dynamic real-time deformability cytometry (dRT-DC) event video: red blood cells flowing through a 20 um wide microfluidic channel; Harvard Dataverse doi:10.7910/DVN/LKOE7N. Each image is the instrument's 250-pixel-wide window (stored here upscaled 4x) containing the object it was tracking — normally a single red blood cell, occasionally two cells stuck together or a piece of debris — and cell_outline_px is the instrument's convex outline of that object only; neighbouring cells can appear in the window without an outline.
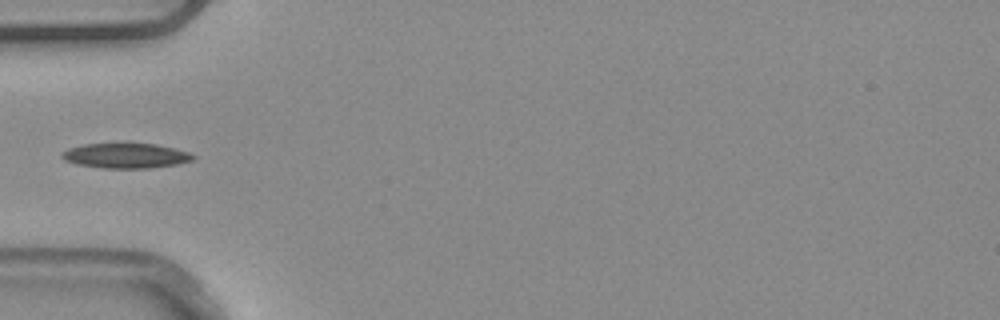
{"species": "common noctule bat (a hibernating species)", "species_latin": "Nyctalus noctula", "temperature_condition": "warm", "stored_images_in_passage": 7, "camera_frame_rate_fps": 3000, "um_per_image_px": 0.085, "animal": {"sex": "male", "body_mass_g": 20.4}, "frame": {"image": 1, "passage_image": 6, "time_ms": 1.667, "image_size_px": [1000, 320], "cell_outline_px": [[196, 156], [192, 160], [176, 164], [152, 168], [104, 168], [76, 164], [64, 160], [60, 156], [60, 152], [68, 148], [84, 144], [124, 140], [128, 140], [156, 144], [188, 152]], "centroid_in_image_um": [10.63, 13.18], "position_along_channel_um": 74.4, "area_um2": 20.06}}